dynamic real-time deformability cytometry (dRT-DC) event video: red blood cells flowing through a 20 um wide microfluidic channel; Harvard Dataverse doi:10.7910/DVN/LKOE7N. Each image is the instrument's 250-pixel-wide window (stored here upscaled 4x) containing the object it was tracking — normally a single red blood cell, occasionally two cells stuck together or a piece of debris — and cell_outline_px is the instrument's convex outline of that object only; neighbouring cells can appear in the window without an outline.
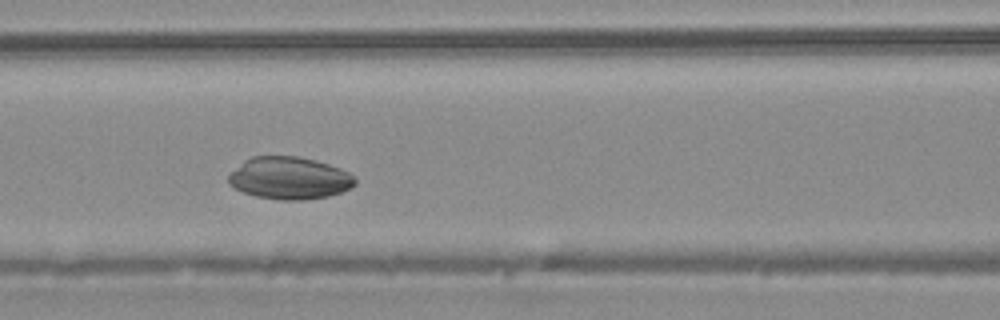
{"species": "common noctule bat (a hibernating species)", "species_latin": "Nyctalus noctula", "temperature_condition": "warm", "stored_images_in_passage": 42, "camera_frame_rate_fps": 3000, "um_per_image_px": 0.085, "animal": {"sex": "male", "body_mass_g": 20.4}, "frame": {"image": 1, "passage_image": 14, "time_ms": 4.333, "image_size_px": [1000, 320], "cell_outline_px": [[356, 184], [340, 192], [328, 196], [304, 200], [280, 200], [256, 196], [244, 192], [228, 184], [228, 176], [244, 160], [252, 156], [296, 156], [316, 160], [340, 168], [356, 176]], "centroid_in_image_um": [24.61, 15.13], "position_along_channel_um": 142.0, "area_um2": 31.15}}
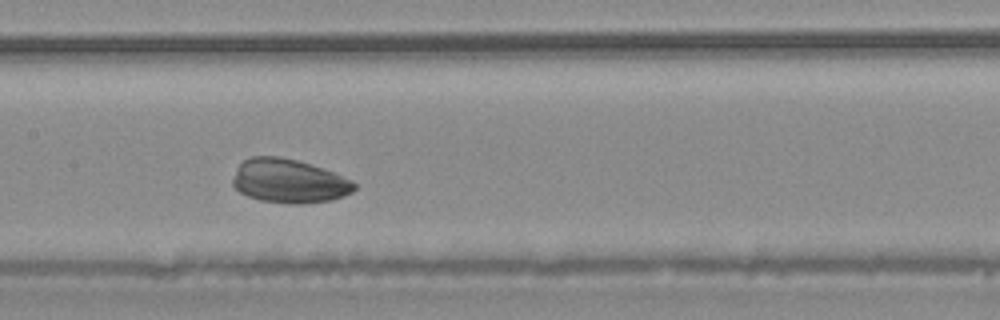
{"frame": {"image": 2, "passage_image": 17, "time_ms": 5.333, "image_size_px": [1000, 320], "cell_outline_px": [[356, 188], [352, 192], [344, 196], [332, 200], [300, 204], [296, 204], [260, 200], [248, 196], [240, 192], [232, 184], [232, 180], [236, 168], [244, 160], [252, 156], [280, 156], [312, 164], [352, 180], [356, 184]], "centroid_in_image_um": [24.56, 15.38], "position_along_channel_um": 182.8, "area_um2": 31.1}}
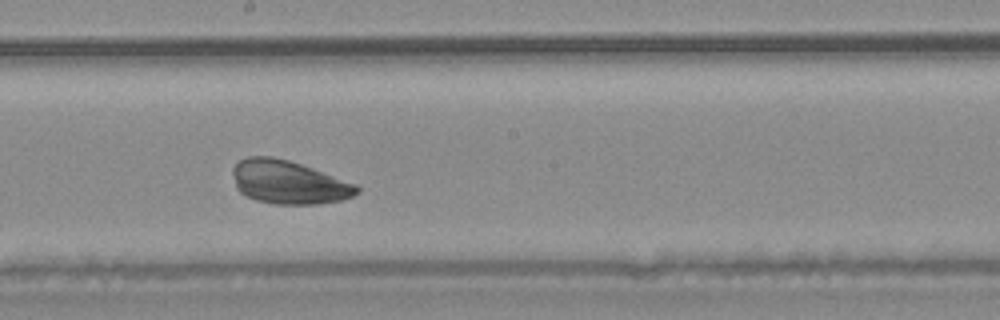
{"frame": {"image": 3, "passage_image": 20, "time_ms": 6.333, "image_size_px": [1000, 320], "cell_outline_px": [[360, 192], [352, 196], [340, 200], [316, 204], [272, 204], [256, 200], [240, 192], [236, 188], [232, 172], [232, 168], [240, 160], [248, 156], [272, 156], [288, 160], [312, 168], [356, 184], [360, 188]], "centroid_in_image_um": [24.51, 15.49], "position_along_channel_um": 223.7, "area_um2": 31.27}}